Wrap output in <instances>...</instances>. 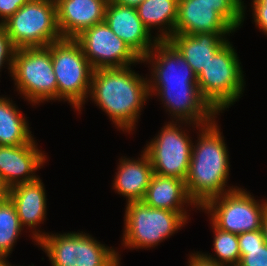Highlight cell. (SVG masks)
<instances>
[{
  "label": "cell",
  "mask_w": 267,
  "mask_h": 266,
  "mask_svg": "<svg viewBox=\"0 0 267 266\" xmlns=\"http://www.w3.org/2000/svg\"><path fill=\"white\" fill-rule=\"evenodd\" d=\"M89 98L122 132L131 133L150 98L147 77L129 67L94 69Z\"/></svg>",
  "instance_id": "1"
},
{
  "label": "cell",
  "mask_w": 267,
  "mask_h": 266,
  "mask_svg": "<svg viewBox=\"0 0 267 266\" xmlns=\"http://www.w3.org/2000/svg\"><path fill=\"white\" fill-rule=\"evenodd\" d=\"M217 122L199 128L185 179L188 195L199 209L212 198L238 188L227 186L231 166L229 151Z\"/></svg>",
  "instance_id": "2"
},
{
  "label": "cell",
  "mask_w": 267,
  "mask_h": 266,
  "mask_svg": "<svg viewBox=\"0 0 267 266\" xmlns=\"http://www.w3.org/2000/svg\"><path fill=\"white\" fill-rule=\"evenodd\" d=\"M243 73L237 51L228 41L197 75V84L209 104L223 113L242 97L246 87Z\"/></svg>",
  "instance_id": "3"
},
{
  "label": "cell",
  "mask_w": 267,
  "mask_h": 266,
  "mask_svg": "<svg viewBox=\"0 0 267 266\" xmlns=\"http://www.w3.org/2000/svg\"><path fill=\"white\" fill-rule=\"evenodd\" d=\"M187 221L180 212L151 208L143 201L126 203L121 245L150 250L181 230Z\"/></svg>",
  "instance_id": "4"
},
{
  "label": "cell",
  "mask_w": 267,
  "mask_h": 266,
  "mask_svg": "<svg viewBox=\"0 0 267 266\" xmlns=\"http://www.w3.org/2000/svg\"><path fill=\"white\" fill-rule=\"evenodd\" d=\"M53 72L57 80V100L80 111L88 101L93 68L75 39L62 38L50 44Z\"/></svg>",
  "instance_id": "5"
},
{
  "label": "cell",
  "mask_w": 267,
  "mask_h": 266,
  "mask_svg": "<svg viewBox=\"0 0 267 266\" xmlns=\"http://www.w3.org/2000/svg\"><path fill=\"white\" fill-rule=\"evenodd\" d=\"M52 266H120L121 254L89 233H47L37 242Z\"/></svg>",
  "instance_id": "6"
},
{
  "label": "cell",
  "mask_w": 267,
  "mask_h": 266,
  "mask_svg": "<svg viewBox=\"0 0 267 266\" xmlns=\"http://www.w3.org/2000/svg\"><path fill=\"white\" fill-rule=\"evenodd\" d=\"M11 77L18 94L32 107L44 101L57 100V80L50 45L16 49Z\"/></svg>",
  "instance_id": "7"
},
{
  "label": "cell",
  "mask_w": 267,
  "mask_h": 266,
  "mask_svg": "<svg viewBox=\"0 0 267 266\" xmlns=\"http://www.w3.org/2000/svg\"><path fill=\"white\" fill-rule=\"evenodd\" d=\"M2 25L16 49L46 47L62 39L55 0H29Z\"/></svg>",
  "instance_id": "8"
},
{
  "label": "cell",
  "mask_w": 267,
  "mask_h": 266,
  "mask_svg": "<svg viewBox=\"0 0 267 266\" xmlns=\"http://www.w3.org/2000/svg\"><path fill=\"white\" fill-rule=\"evenodd\" d=\"M165 123L143 150L151 160L154 174L185 180L189 172L193 141L188 135L189 130L184 127L191 125L199 130L202 125L177 121Z\"/></svg>",
  "instance_id": "9"
},
{
  "label": "cell",
  "mask_w": 267,
  "mask_h": 266,
  "mask_svg": "<svg viewBox=\"0 0 267 266\" xmlns=\"http://www.w3.org/2000/svg\"><path fill=\"white\" fill-rule=\"evenodd\" d=\"M201 210L220 230L239 235L262 229L267 199L255 200L249 191L238 187L212 198Z\"/></svg>",
  "instance_id": "10"
},
{
  "label": "cell",
  "mask_w": 267,
  "mask_h": 266,
  "mask_svg": "<svg viewBox=\"0 0 267 266\" xmlns=\"http://www.w3.org/2000/svg\"><path fill=\"white\" fill-rule=\"evenodd\" d=\"M75 40L93 69L123 68L142 59L104 22L84 30Z\"/></svg>",
  "instance_id": "11"
},
{
  "label": "cell",
  "mask_w": 267,
  "mask_h": 266,
  "mask_svg": "<svg viewBox=\"0 0 267 266\" xmlns=\"http://www.w3.org/2000/svg\"><path fill=\"white\" fill-rule=\"evenodd\" d=\"M149 96L159 97L172 121L208 125L220 115L202 96L198 85H148Z\"/></svg>",
  "instance_id": "12"
},
{
  "label": "cell",
  "mask_w": 267,
  "mask_h": 266,
  "mask_svg": "<svg viewBox=\"0 0 267 266\" xmlns=\"http://www.w3.org/2000/svg\"><path fill=\"white\" fill-rule=\"evenodd\" d=\"M141 61L151 65L148 85H198L197 75L168 40H158Z\"/></svg>",
  "instance_id": "13"
},
{
  "label": "cell",
  "mask_w": 267,
  "mask_h": 266,
  "mask_svg": "<svg viewBox=\"0 0 267 266\" xmlns=\"http://www.w3.org/2000/svg\"><path fill=\"white\" fill-rule=\"evenodd\" d=\"M44 152L34 139L20 146L0 145V180L9 189L37 180L40 176L35 172L47 162Z\"/></svg>",
  "instance_id": "14"
},
{
  "label": "cell",
  "mask_w": 267,
  "mask_h": 266,
  "mask_svg": "<svg viewBox=\"0 0 267 266\" xmlns=\"http://www.w3.org/2000/svg\"><path fill=\"white\" fill-rule=\"evenodd\" d=\"M104 21L141 59L154 48L158 41L144 26L134 7L109 0Z\"/></svg>",
  "instance_id": "15"
},
{
  "label": "cell",
  "mask_w": 267,
  "mask_h": 266,
  "mask_svg": "<svg viewBox=\"0 0 267 266\" xmlns=\"http://www.w3.org/2000/svg\"><path fill=\"white\" fill-rule=\"evenodd\" d=\"M40 177L32 182L18 184L9 189V199L14 203L22 227L32 229V238L37 242L48 232L36 229L44 224L47 215V195Z\"/></svg>",
  "instance_id": "16"
},
{
  "label": "cell",
  "mask_w": 267,
  "mask_h": 266,
  "mask_svg": "<svg viewBox=\"0 0 267 266\" xmlns=\"http://www.w3.org/2000/svg\"><path fill=\"white\" fill-rule=\"evenodd\" d=\"M62 38L75 39L84 30L104 22L109 0H55Z\"/></svg>",
  "instance_id": "17"
},
{
  "label": "cell",
  "mask_w": 267,
  "mask_h": 266,
  "mask_svg": "<svg viewBox=\"0 0 267 266\" xmlns=\"http://www.w3.org/2000/svg\"><path fill=\"white\" fill-rule=\"evenodd\" d=\"M234 32L236 30L210 5L197 0H179L174 34Z\"/></svg>",
  "instance_id": "18"
},
{
  "label": "cell",
  "mask_w": 267,
  "mask_h": 266,
  "mask_svg": "<svg viewBox=\"0 0 267 266\" xmlns=\"http://www.w3.org/2000/svg\"><path fill=\"white\" fill-rule=\"evenodd\" d=\"M141 157H121L115 172L112 188L126 198V203L142 201L154 174L148 154L142 150Z\"/></svg>",
  "instance_id": "19"
},
{
  "label": "cell",
  "mask_w": 267,
  "mask_h": 266,
  "mask_svg": "<svg viewBox=\"0 0 267 266\" xmlns=\"http://www.w3.org/2000/svg\"><path fill=\"white\" fill-rule=\"evenodd\" d=\"M230 33L174 34L168 41L180 52L198 75L228 41Z\"/></svg>",
  "instance_id": "20"
},
{
  "label": "cell",
  "mask_w": 267,
  "mask_h": 266,
  "mask_svg": "<svg viewBox=\"0 0 267 266\" xmlns=\"http://www.w3.org/2000/svg\"><path fill=\"white\" fill-rule=\"evenodd\" d=\"M142 201L151 208L180 212L187 220L189 219L188 206L200 210L189 197L185 180L157 174H153Z\"/></svg>",
  "instance_id": "21"
},
{
  "label": "cell",
  "mask_w": 267,
  "mask_h": 266,
  "mask_svg": "<svg viewBox=\"0 0 267 266\" xmlns=\"http://www.w3.org/2000/svg\"><path fill=\"white\" fill-rule=\"evenodd\" d=\"M179 0H144L136 7L139 18L152 33L157 29L158 40H168L174 35ZM160 34H159V33Z\"/></svg>",
  "instance_id": "22"
},
{
  "label": "cell",
  "mask_w": 267,
  "mask_h": 266,
  "mask_svg": "<svg viewBox=\"0 0 267 266\" xmlns=\"http://www.w3.org/2000/svg\"><path fill=\"white\" fill-rule=\"evenodd\" d=\"M26 118L12 98L0 97V145L20 146L35 139Z\"/></svg>",
  "instance_id": "23"
},
{
  "label": "cell",
  "mask_w": 267,
  "mask_h": 266,
  "mask_svg": "<svg viewBox=\"0 0 267 266\" xmlns=\"http://www.w3.org/2000/svg\"><path fill=\"white\" fill-rule=\"evenodd\" d=\"M23 230L15 205L8 197L0 204V262L2 264L11 265L7 257L11 255Z\"/></svg>",
  "instance_id": "24"
},
{
  "label": "cell",
  "mask_w": 267,
  "mask_h": 266,
  "mask_svg": "<svg viewBox=\"0 0 267 266\" xmlns=\"http://www.w3.org/2000/svg\"><path fill=\"white\" fill-rule=\"evenodd\" d=\"M210 224L214 234L213 251L216 257L208 252L199 253L211 262L223 266H238L241 260L238 235L220 230L211 221Z\"/></svg>",
  "instance_id": "25"
},
{
  "label": "cell",
  "mask_w": 267,
  "mask_h": 266,
  "mask_svg": "<svg viewBox=\"0 0 267 266\" xmlns=\"http://www.w3.org/2000/svg\"><path fill=\"white\" fill-rule=\"evenodd\" d=\"M210 5L219 13L235 30L243 25L246 18V5L242 0H197Z\"/></svg>",
  "instance_id": "26"
},
{
  "label": "cell",
  "mask_w": 267,
  "mask_h": 266,
  "mask_svg": "<svg viewBox=\"0 0 267 266\" xmlns=\"http://www.w3.org/2000/svg\"><path fill=\"white\" fill-rule=\"evenodd\" d=\"M241 260L238 266H267V243L262 247L239 248Z\"/></svg>",
  "instance_id": "27"
},
{
  "label": "cell",
  "mask_w": 267,
  "mask_h": 266,
  "mask_svg": "<svg viewBox=\"0 0 267 266\" xmlns=\"http://www.w3.org/2000/svg\"><path fill=\"white\" fill-rule=\"evenodd\" d=\"M16 48L9 38L6 29L0 24V72L2 66L8 65L10 76H12V66Z\"/></svg>",
  "instance_id": "28"
},
{
  "label": "cell",
  "mask_w": 267,
  "mask_h": 266,
  "mask_svg": "<svg viewBox=\"0 0 267 266\" xmlns=\"http://www.w3.org/2000/svg\"><path fill=\"white\" fill-rule=\"evenodd\" d=\"M239 248L262 247L265 242L263 230L248 231L238 235Z\"/></svg>",
  "instance_id": "29"
},
{
  "label": "cell",
  "mask_w": 267,
  "mask_h": 266,
  "mask_svg": "<svg viewBox=\"0 0 267 266\" xmlns=\"http://www.w3.org/2000/svg\"><path fill=\"white\" fill-rule=\"evenodd\" d=\"M29 0H0V24L2 25Z\"/></svg>",
  "instance_id": "30"
},
{
  "label": "cell",
  "mask_w": 267,
  "mask_h": 266,
  "mask_svg": "<svg viewBox=\"0 0 267 266\" xmlns=\"http://www.w3.org/2000/svg\"><path fill=\"white\" fill-rule=\"evenodd\" d=\"M255 27L267 36V7H251Z\"/></svg>",
  "instance_id": "31"
},
{
  "label": "cell",
  "mask_w": 267,
  "mask_h": 266,
  "mask_svg": "<svg viewBox=\"0 0 267 266\" xmlns=\"http://www.w3.org/2000/svg\"><path fill=\"white\" fill-rule=\"evenodd\" d=\"M187 266H223L205 259L198 251L189 254Z\"/></svg>",
  "instance_id": "32"
},
{
  "label": "cell",
  "mask_w": 267,
  "mask_h": 266,
  "mask_svg": "<svg viewBox=\"0 0 267 266\" xmlns=\"http://www.w3.org/2000/svg\"><path fill=\"white\" fill-rule=\"evenodd\" d=\"M9 197V188L0 180V204Z\"/></svg>",
  "instance_id": "33"
},
{
  "label": "cell",
  "mask_w": 267,
  "mask_h": 266,
  "mask_svg": "<svg viewBox=\"0 0 267 266\" xmlns=\"http://www.w3.org/2000/svg\"><path fill=\"white\" fill-rule=\"evenodd\" d=\"M113 1L124 6H130L136 8L144 0H113Z\"/></svg>",
  "instance_id": "34"
},
{
  "label": "cell",
  "mask_w": 267,
  "mask_h": 266,
  "mask_svg": "<svg viewBox=\"0 0 267 266\" xmlns=\"http://www.w3.org/2000/svg\"><path fill=\"white\" fill-rule=\"evenodd\" d=\"M262 230L264 233L265 242L267 243V210L265 211L263 221H262Z\"/></svg>",
  "instance_id": "35"
},
{
  "label": "cell",
  "mask_w": 267,
  "mask_h": 266,
  "mask_svg": "<svg viewBox=\"0 0 267 266\" xmlns=\"http://www.w3.org/2000/svg\"><path fill=\"white\" fill-rule=\"evenodd\" d=\"M251 7H267V0H252Z\"/></svg>",
  "instance_id": "36"
}]
</instances>
